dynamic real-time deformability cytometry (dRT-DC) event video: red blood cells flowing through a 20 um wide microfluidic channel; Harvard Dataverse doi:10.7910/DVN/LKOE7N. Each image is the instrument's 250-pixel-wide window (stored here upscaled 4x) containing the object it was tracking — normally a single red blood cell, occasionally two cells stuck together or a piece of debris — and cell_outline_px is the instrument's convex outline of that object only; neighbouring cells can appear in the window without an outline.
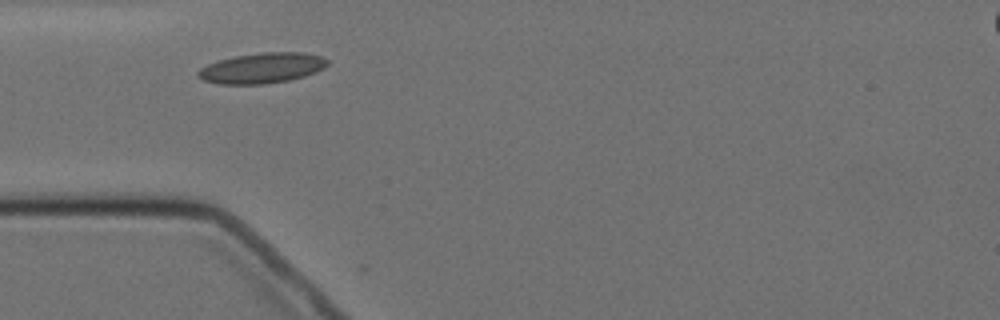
{"species": "Egyptian fruit bat (a non-hibernating species)", "species_latin": "Rousettus aegyptiacus", "temperature_condition": "cold", "stored_images_in_passage": 12, "camera_frame_rate_fps": 3000, "um_per_image_px": 0.085, "animal": {"sex": "female"}, "frame": {"image": 1, "passage_image": 2, "time_ms": 2.0, "image_size_px": [1000, 320], "cell_outline_px": [[328, 64], [324, 68], [316, 72], [304, 76], [288, 80], [264, 84], [220, 84], [204, 80], [196, 76], [196, 72], [200, 68], [208, 64], [220, 60], [236, 56], [260, 52], [304, 52], [320, 56], [328, 60]], "centroid_in_image_um": [22.27, 5.78], "position_along_channel_um": 62.7, "area_um2": 22.89}}
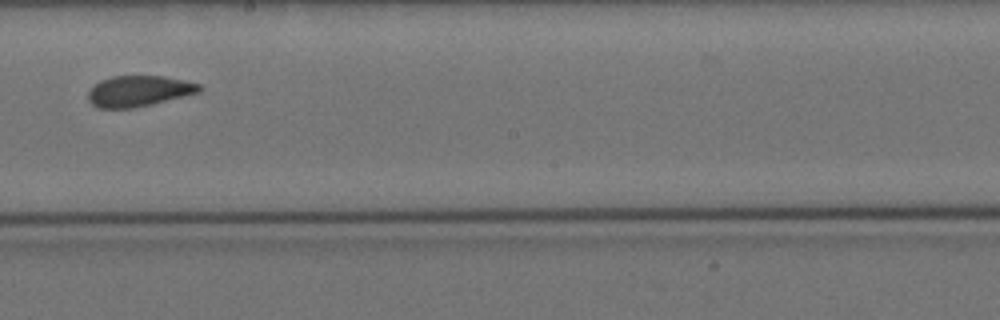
{"frame": {"image": 2, "passage_image": 6, "time_ms": 7.0, "image_size_px": [1000, 320], "cell_outline_px": [[200, 92], [184, 96], [132, 108], [96, 108], [88, 100], [88, 92], [100, 80], [112, 76], [160, 76], [184, 80], [200, 84]], "centroid_in_image_um": [11.76, 7.74], "position_along_channel_um": 236.4, "area_um2": 19.71}}
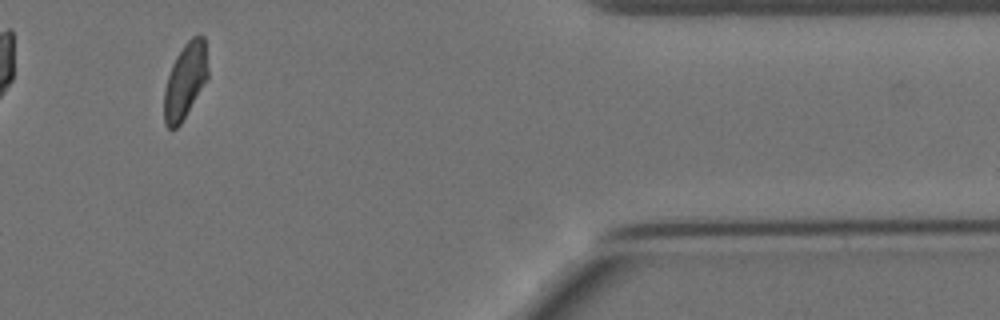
{"frame": {"image": 3, "passage_image": 11, "time_ms": 12.667, "image_size_px": [1000, 320], "cell_outline_px": [[208, 76], [180, 124], [176, 128], [168, 128], [164, 124], [164, 92], [168, 76], [172, 64], [176, 56], [184, 44], [192, 36], [204, 36], [208, 68]], "centroid_in_image_um": [15.73, 6.85], "position_along_channel_um": 395.7, "area_um2": 18.9}}